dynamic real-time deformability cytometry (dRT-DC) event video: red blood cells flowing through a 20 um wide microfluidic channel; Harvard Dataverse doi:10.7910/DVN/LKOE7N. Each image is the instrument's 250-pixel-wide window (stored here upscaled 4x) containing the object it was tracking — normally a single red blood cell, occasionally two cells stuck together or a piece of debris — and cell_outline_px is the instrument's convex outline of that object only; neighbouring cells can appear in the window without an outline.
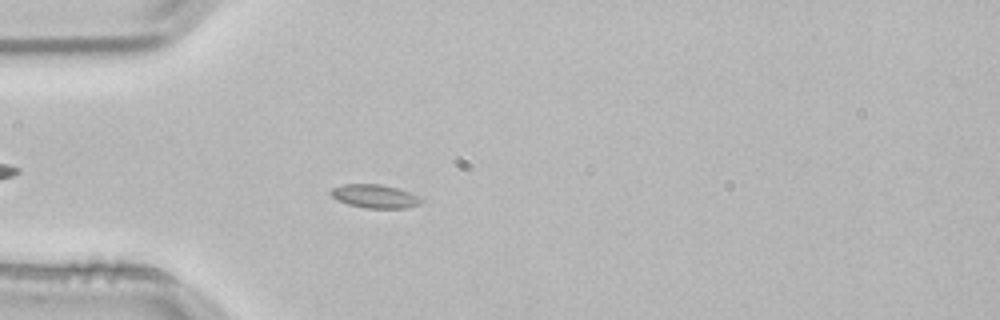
{"species": "common noctule bat (a hibernating species)", "species_latin": "Nyctalus noctula", "temperature_condition": "room temperature", "stored_images_in_passage": 4, "segment_of_instrument_passage": [2, 2], "camera_frame_rate_fps": 3000, "um_per_image_px": 0.085, "animal": {"sex": "male", "body_mass_g": 21.5, "forearm_length_mm": 52.0}, "frame": {"image": 1, "passage_image": 4, "time_ms": 1.0, "image_size_px": [1000, 320], "cell_outline_px": [[424, 200], [420, 204], [404, 208], [364, 208], [348, 204], [332, 196], [328, 192], [332, 188], [344, 184], [380, 184], [396, 188], [408, 192]], "centroid_in_image_um": [31.84, 16.68], "position_along_channel_um": 53.2, "area_um2": 12.2}}